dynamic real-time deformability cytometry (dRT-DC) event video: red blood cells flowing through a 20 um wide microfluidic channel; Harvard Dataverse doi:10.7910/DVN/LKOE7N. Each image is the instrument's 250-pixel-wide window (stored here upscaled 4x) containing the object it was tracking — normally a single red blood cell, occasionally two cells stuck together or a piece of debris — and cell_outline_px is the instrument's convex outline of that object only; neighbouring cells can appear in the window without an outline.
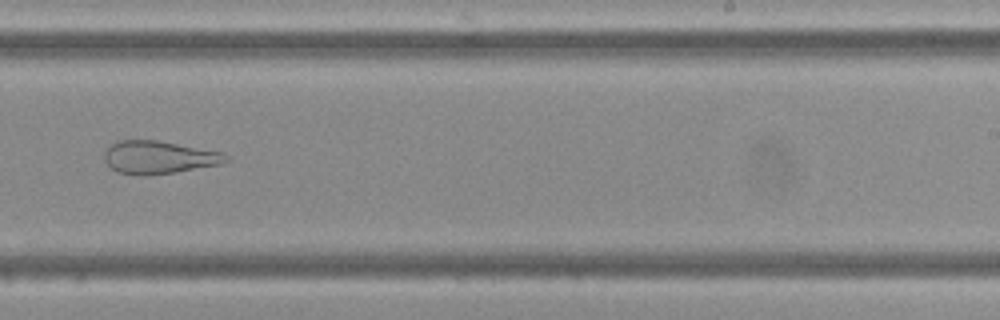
{"species": "Egyptian fruit bat (a non-hibernating species)", "species_latin": "Rousettus aegyptiacus", "temperature_condition": "cold", "stored_images_in_passage": 43, "camera_frame_rate_fps": 3000, "um_per_image_px": 0.085, "frame": {"image": 1, "passage_image": 25, "time_ms": 8.0, "image_size_px": [1000, 320], "cell_outline_px": [[228, 160], [220, 164], [176, 172], [144, 176], [136, 176], [116, 172], [104, 160], [104, 152], [112, 144], [120, 140], [156, 140], [224, 152], [228, 156]], "centroid_in_image_um": [13.49, 13.38], "position_along_channel_um": 275.5, "area_um2": 23.35}}